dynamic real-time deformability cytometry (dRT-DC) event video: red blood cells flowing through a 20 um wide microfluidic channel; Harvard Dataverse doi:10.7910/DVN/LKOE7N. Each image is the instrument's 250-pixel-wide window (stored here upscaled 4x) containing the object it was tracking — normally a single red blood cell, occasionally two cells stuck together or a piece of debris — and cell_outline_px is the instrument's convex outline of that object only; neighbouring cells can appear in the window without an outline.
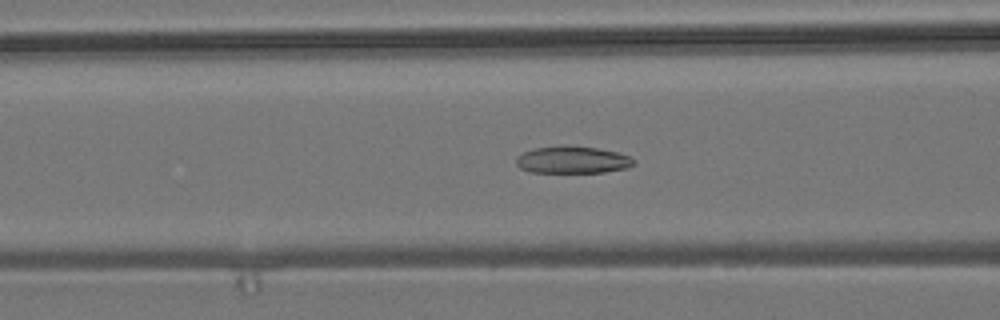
{"species": "common noctule bat (a hibernating species)", "species_latin": "Nyctalus noctula", "temperature_condition": "room temperature", "stored_images_in_passage": 56, "camera_frame_rate_fps": 3000, "um_per_image_px": 0.085, "animal": {"sex": "male", "body_mass_g": 19.2, "forearm_length_mm": 51.8}, "frame": {"image": 1, "passage_image": 21, "time_ms": 6.667, "image_size_px": [1000, 320], "cell_outline_px": [[636, 164], [628, 168], [604, 172], [528, 172], [520, 168], [516, 164], [516, 156], [524, 152], [536, 148], [564, 144], [596, 148], [620, 152], [636, 160]], "centroid_in_image_um": [48.68, 13.58], "position_along_channel_um": 117.9, "area_um2": 18.9}}
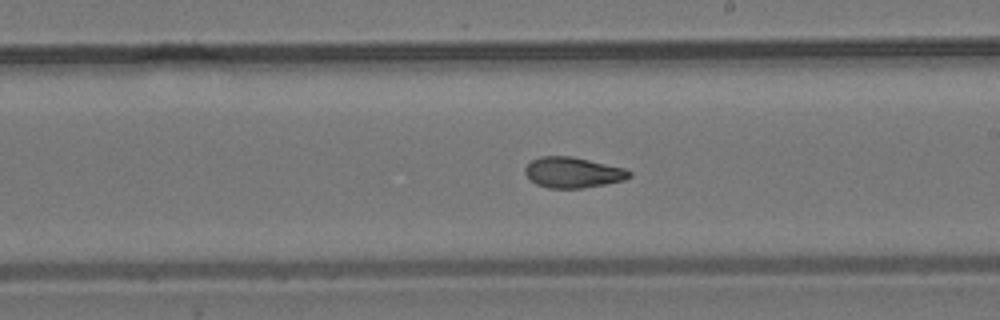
{"frame": {"image": 2, "passage_image": 31, "time_ms": 10.0, "image_size_px": [1000, 320], "cell_outline_px": [[632, 176], [624, 180], [604, 184], [580, 188], [548, 188], [536, 184], [528, 180], [524, 172], [524, 168], [532, 160], [540, 156], [572, 156], [624, 168], [632, 172]], "centroid_in_image_um": [48.66, 14.66], "position_along_channel_um": 240.3, "area_um2": 18.67}}
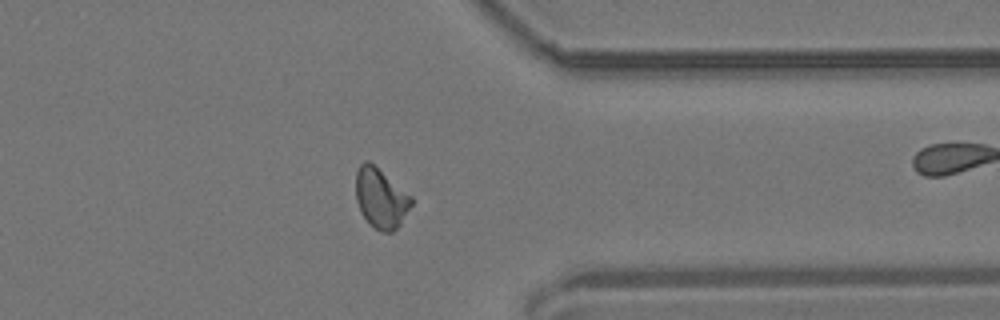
{"frame": {"image": 3, "passage_image": 43, "time_ms": 14.0, "image_size_px": [1000, 320], "cell_outline_px": [[412, 204], [400, 224], [392, 232], [380, 232], [368, 224], [356, 200], [356, 172], [360, 164], [364, 160], [368, 160], [412, 196]], "centroid_in_image_um": [32.36, 16.85], "position_along_channel_um": 379.0, "area_um2": 19.25}, "authors_computed_cell_mechanics": {"area_um2": 19.1607, "velocity_mm_per_s": 3.6703, "shape_relaxation_time_tau1_ms": null, "shape_relaxation_time_tau2_ms": 1.8131, "deformation_change_tau1": null, "deformation_change_tau2": 0.0757}}